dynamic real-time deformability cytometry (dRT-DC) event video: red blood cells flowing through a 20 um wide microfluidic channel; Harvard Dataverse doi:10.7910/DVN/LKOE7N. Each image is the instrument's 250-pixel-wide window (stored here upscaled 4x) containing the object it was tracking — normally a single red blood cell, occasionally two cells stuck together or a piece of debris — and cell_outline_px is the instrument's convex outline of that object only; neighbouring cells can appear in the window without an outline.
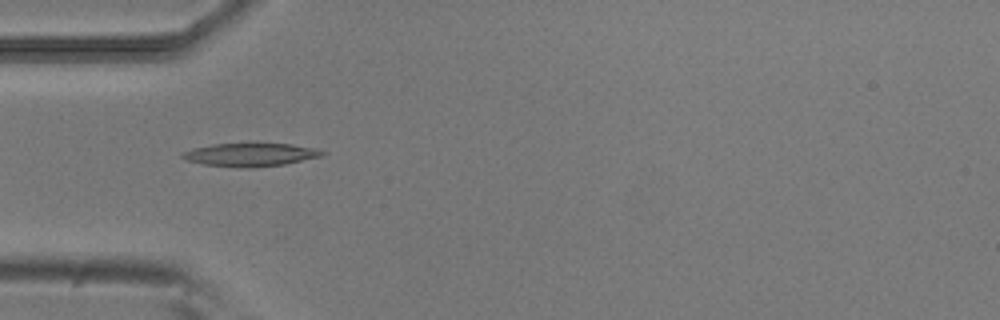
{"species": "common noctule bat (a hibernating species)", "species_latin": "Nyctalus noctula", "temperature_condition": "room temperature", "stored_images_in_passage": 21, "camera_frame_rate_fps": 3000, "um_per_image_px": 0.085, "animal": {"sex": "male", "body_mass_g": 20.5, "forearm_length_mm": 52.5}, "frame": {"image": 1, "passage_image": 1, "time_ms": 0.0, "image_size_px": [1000, 320], "cell_outline_px": [[328, 152], [324, 156], [284, 164], [248, 168], [204, 164], [188, 160], [180, 156], [180, 152], [192, 148], [212, 144], [256, 140], [292, 144], [316, 148]], "centroid_in_image_um": [21.33, 13.08], "position_along_channel_um": 63.7, "area_um2": 20.0}}
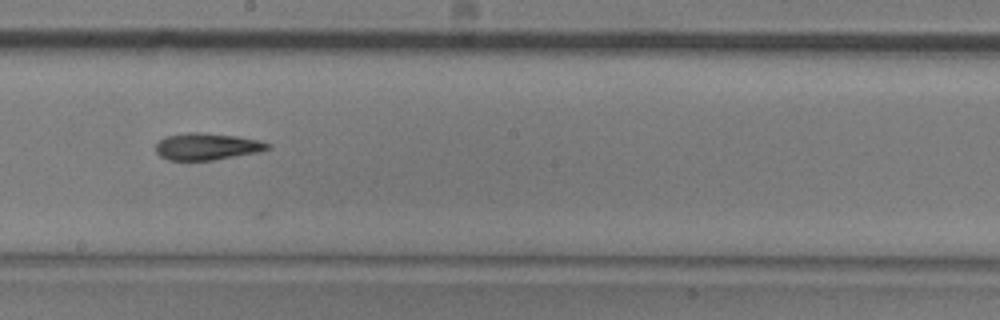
{"frame": {"image": 2, "passage_image": 14, "time_ms": 4.333, "image_size_px": [1000, 320], "cell_outline_px": [[272, 148], [260, 152], [212, 160], [168, 160], [160, 156], [156, 152], [156, 144], [164, 136], [188, 132], [200, 132], [236, 136], [256, 140], [272, 144]], "centroid_in_image_um": [17.59, 12.45], "position_along_channel_um": 230.6, "area_um2": 17.57}}
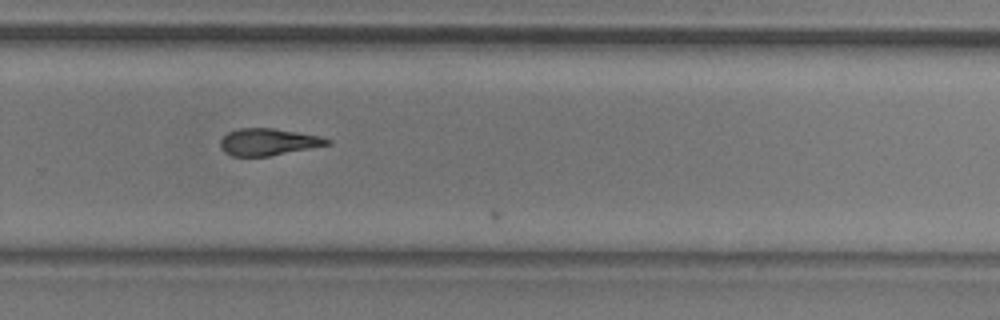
{"frame": {"image": 3, "passage_image": 20, "time_ms": 6.333, "image_size_px": [1000, 320], "cell_outline_px": [[332, 144], [268, 156], [232, 156], [224, 152], [220, 148], [220, 140], [228, 132], [240, 128], [272, 128], [320, 136], [332, 140]], "centroid_in_image_um": [22.79, 12.07], "position_along_channel_um": 307.0, "area_um2": 16.7}}